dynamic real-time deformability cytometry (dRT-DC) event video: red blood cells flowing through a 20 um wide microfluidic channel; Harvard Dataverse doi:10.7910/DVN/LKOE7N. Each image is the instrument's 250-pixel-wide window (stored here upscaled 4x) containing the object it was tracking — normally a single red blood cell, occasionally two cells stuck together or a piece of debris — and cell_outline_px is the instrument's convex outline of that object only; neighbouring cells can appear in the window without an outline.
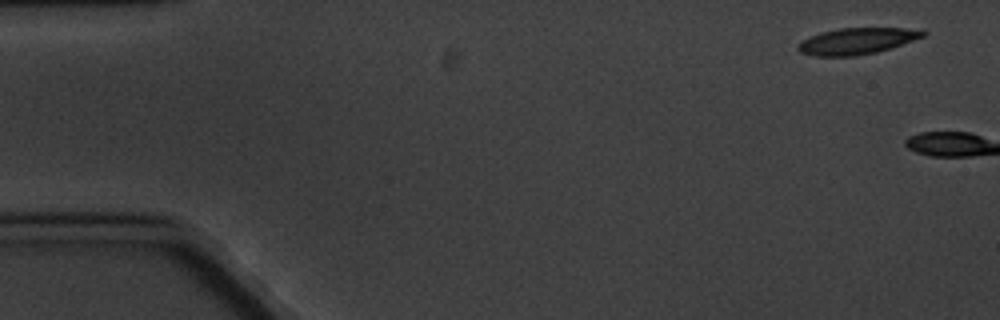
{"species": "common noctule bat (a hibernating species)", "species_latin": "Nyctalus noctula", "temperature_condition": "cold", "stored_images_in_passage": 2, "camera_frame_rate_fps": 3000, "um_per_image_px": 0.085, "animal": {"sex": "male", "body_mass_g": 20.1, "forearm_length_mm": 53.5}, "frame": {"image": 1, "passage_image": 1, "time_ms": 0.0, "image_size_px": [1000, 320], "cell_outline_px": [[928, 32], [924, 36], [892, 48], [876, 52], [856, 56], [816, 56], [800, 52], [796, 48], [804, 40], [820, 32], [840, 28], [924, 28]], "centroid_in_image_um": [72.92, 3.48], "position_along_channel_um": 12.1, "area_um2": 19.25}}